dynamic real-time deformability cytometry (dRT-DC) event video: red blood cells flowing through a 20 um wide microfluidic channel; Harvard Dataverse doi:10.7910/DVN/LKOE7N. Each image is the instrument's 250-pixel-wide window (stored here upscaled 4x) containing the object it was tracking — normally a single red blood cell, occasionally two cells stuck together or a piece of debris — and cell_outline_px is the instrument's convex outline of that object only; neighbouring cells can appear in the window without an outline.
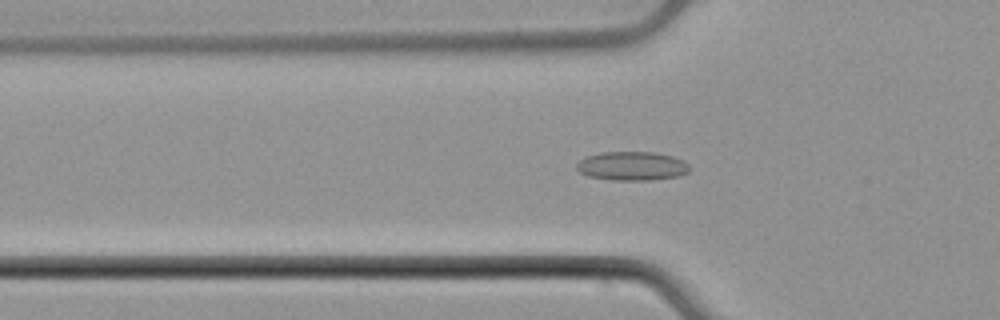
{"species": "common noctule bat (a hibernating species)", "species_latin": "Nyctalus noctula", "temperature_condition": "cold", "stored_images_in_passage": 53, "camera_frame_rate_fps": 3000, "um_per_image_px": 0.085, "animal": {"sex": "male", "body_mass_g": 21.5, "forearm_length_mm": 52.0}, "frame": {"image": 1, "passage_image": 18, "time_ms": 5.667, "image_size_px": [1000, 320], "cell_outline_px": [[688, 172], [680, 176], [652, 180], [612, 180], [588, 176], [580, 172], [576, 168], [576, 164], [580, 160], [588, 156], [604, 152], [656, 152], [672, 156], [688, 164]], "centroid_in_image_um": [53.71, 14.12], "position_along_channel_um": 72.1, "area_um2": 18.9}}
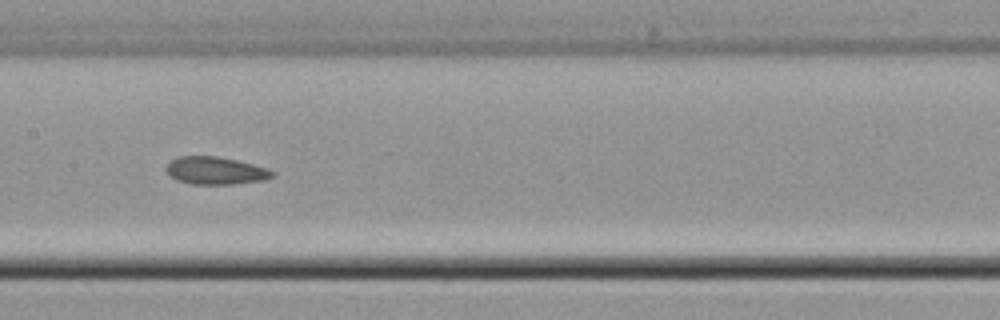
{"frame": {"image": 2, "passage_image": 27, "time_ms": 8.667, "image_size_px": [1000, 320], "cell_outline_px": [[276, 176], [264, 180], [232, 184], [192, 184], [176, 180], [168, 176], [164, 168], [176, 156], [216, 156], [236, 160], [252, 164], [276, 172]], "centroid_in_image_um": [18.28, 14.51], "position_along_channel_um": 189.1, "area_um2": 17.17}}
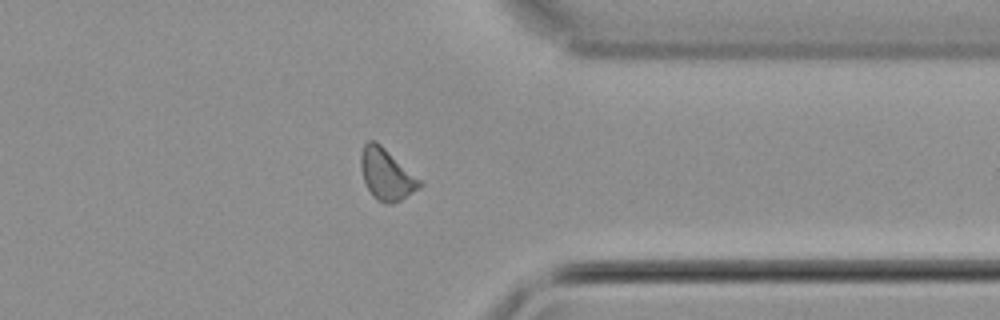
{"frame": {"image": 3, "passage_image": 42, "time_ms": 13.667, "image_size_px": [1000, 320], "cell_outline_px": [[424, 184], [420, 188], [400, 200], [392, 204], [384, 204], [376, 200], [372, 196], [364, 180], [360, 164], [360, 152], [364, 144], [368, 140], [376, 140], [420, 180]], "centroid_in_image_um": [32.82, 14.82], "position_along_channel_um": 378.6, "area_um2": 17.51}}